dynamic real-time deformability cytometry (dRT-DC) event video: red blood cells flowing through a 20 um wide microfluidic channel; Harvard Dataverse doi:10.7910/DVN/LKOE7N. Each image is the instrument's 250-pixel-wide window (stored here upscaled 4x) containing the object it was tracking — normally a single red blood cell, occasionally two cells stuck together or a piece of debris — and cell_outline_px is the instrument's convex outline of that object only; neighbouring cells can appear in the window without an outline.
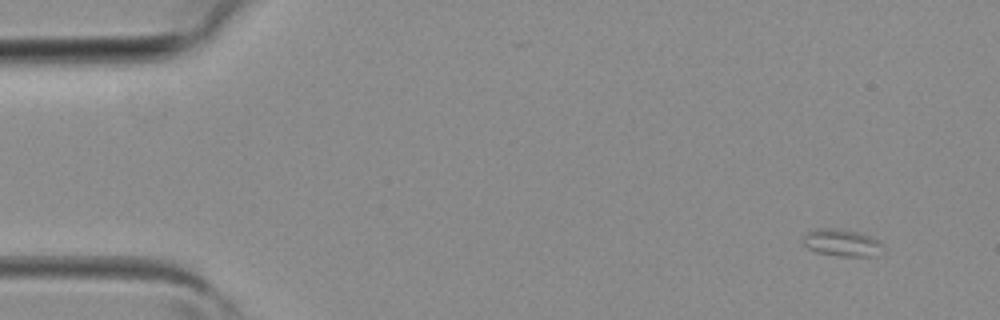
{"species": "common noctule bat (a hibernating species)", "species_latin": "Nyctalus noctula", "temperature_condition": "room temperature", "stored_images_in_passage": 3, "camera_frame_rate_fps": 3000, "um_per_image_px": 0.085, "animal": {"sex": "female", "body_mass_g": 19.3, "forearm_length_mm": 54.1}, "frame": {"image": 1, "passage_image": 1, "time_ms": 0.0, "image_size_px": [1000, 320], "cell_outline_px": [[880, 244], [876, 256], [836, 256], [816, 252], [808, 248], [800, 240], [804, 232], [816, 228], [836, 228], [860, 232], [876, 240]], "centroid_in_image_um": [71.41, 20.61], "position_along_channel_um": 13.6, "area_um2": 12.6}}